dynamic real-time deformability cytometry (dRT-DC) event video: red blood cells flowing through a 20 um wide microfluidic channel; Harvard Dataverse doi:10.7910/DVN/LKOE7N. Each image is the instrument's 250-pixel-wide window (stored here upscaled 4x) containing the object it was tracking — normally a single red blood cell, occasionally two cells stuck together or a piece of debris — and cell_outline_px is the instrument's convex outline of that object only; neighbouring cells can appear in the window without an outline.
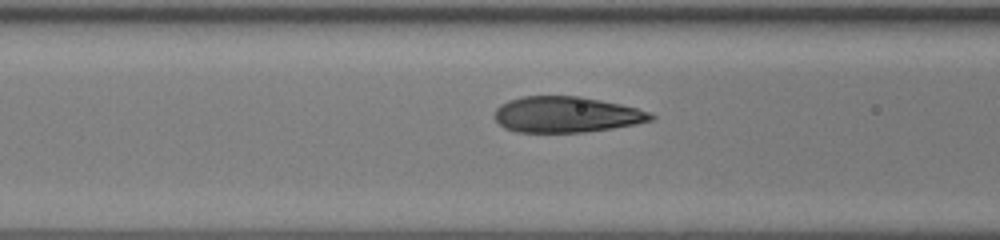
{"species": "human", "species_latin": "Homo sapiens", "temperature_condition": "room temperature", "stored_images_in_passage": 24, "camera_frame_rate_fps": 3000, "um_per_image_px": 0.085, "donor": {"sex": "female"}, "frame": {"image": 1, "passage_image": 16, "time_ms": 5.0, "image_size_px": [1000, 240], "cell_outline_px": [[656, 116], [652, 120], [636, 124], [612, 128], [584, 132], [516, 132], [504, 128], [492, 116], [496, 108], [500, 104], [508, 100], [520, 96], [580, 96], [620, 104], [652, 112]], "centroid_in_image_um": [48.11, 9.73], "position_along_channel_um": 118.5, "area_um2": 32.89}}
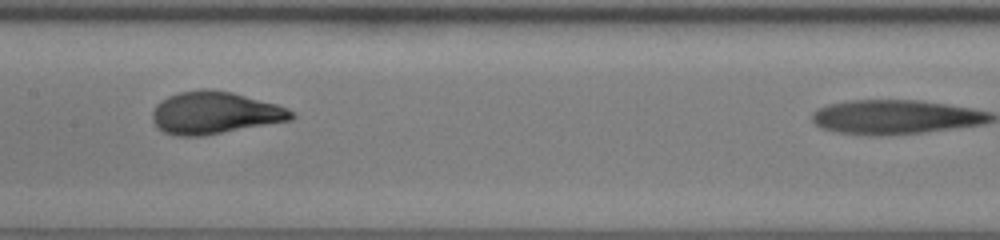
{"frame": {"image": 2, "passage_image": 21, "time_ms": 6.667, "image_size_px": [1000, 240], "cell_outline_px": [[296, 116], [292, 120], [204, 136], [176, 136], [164, 132], [156, 128], [152, 120], [152, 112], [156, 104], [160, 100], [168, 96], [180, 92], [204, 88], [208, 88], [232, 92], [276, 104], [288, 108], [296, 112]], "centroid_in_image_um": [18.25, 9.6], "position_along_channel_um": 189.2, "area_um2": 34.68}}